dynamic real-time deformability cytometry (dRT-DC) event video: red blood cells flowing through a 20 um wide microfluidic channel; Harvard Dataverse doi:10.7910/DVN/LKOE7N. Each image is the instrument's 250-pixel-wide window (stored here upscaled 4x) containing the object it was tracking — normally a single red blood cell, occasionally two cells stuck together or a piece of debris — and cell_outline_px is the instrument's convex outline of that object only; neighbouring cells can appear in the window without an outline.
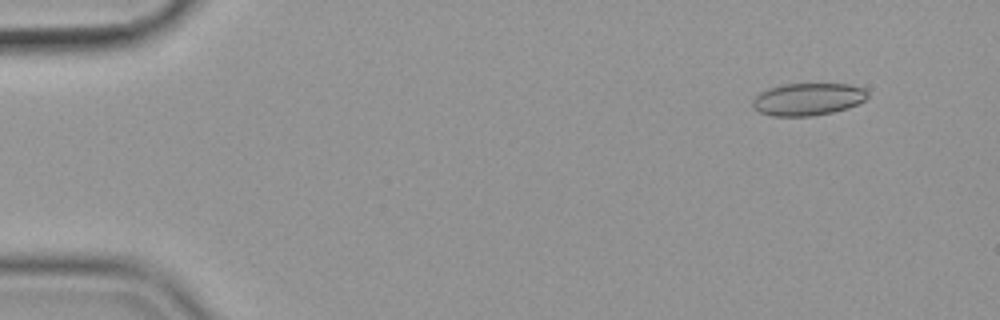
{"species": "common noctule bat (a hibernating species)", "species_latin": "Nyctalus noctula", "temperature_condition": "cold", "stored_images_in_passage": 56, "camera_frame_rate_fps": 3000, "um_per_image_px": 0.085, "animal": {"sex": "female", "body_mass_g": 19.9}, "frame": {"image": 1, "passage_image": 5, "time_ms": 1.333, "image_size_px": [1000, 320], "cell_outline_px": [[868, 96], [864, 100], [848, 108], [832, 112], [812, 116], [772, 116], [760, 112], [752, 104], [752, 100], [760, 92], [768, 88], [780, 84], [848, 84], [864, 88], [868, 92]], "centroid_in_image_um": [68.66, 8.43], "position_along_channel_um": 16.3, "area_um2": 21.68}}
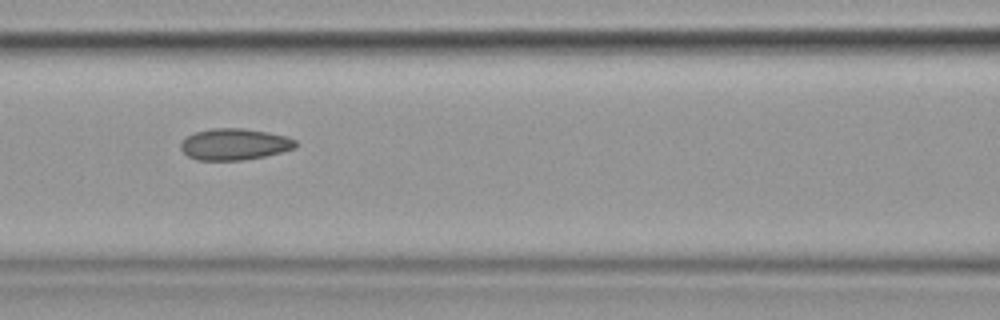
{"frame": {"image": 2, "passage_image": 25, "time_ms": 8.0, "image_size_px": [1000, 320], "cell_outline_px": [[296, 148], [264, 156], [240, 160], [196, 160], [188, 156], [180, 148], [180, 144], [188, 136], [196, 132], [212, 128], [244, 128], [268, 132], [288, 136], [296, 140]], "centroid_in_image_um": [19.94, 12.25], "position_along_channel_um": 146.7, "area_um2": 20.98}}
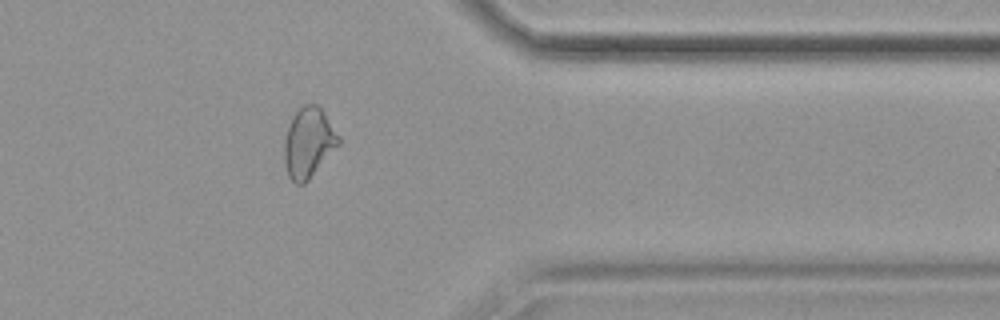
{"frame": {"image": 3, "passage_image": 46, "time_ms": 15.0, "image_size_px": [1000, 320], "cell_outline_px": [[340, 144], [308, 180], [304, 184], [296, 184], [288, 176], [284, 164], [284, 140], [292, 116], [304, 104], [316, 104], [324, 112], [340, 136]], "centroid_in_image_um": [26.22, 12.13], "position_along_channel_um": 385.2, "area_um2": 22.14}, "authors_computed_cell_mechanics": {"area_um2": 21.7617, "velocity_mm_per_s": 3.5712, "shape_relaxation_time_tau1_ms": null, "shape_relaxation_time_tau2_ms": 2.1875, "deformation_change_tau1": null, "deformation_change_tau2": 0.0916}}